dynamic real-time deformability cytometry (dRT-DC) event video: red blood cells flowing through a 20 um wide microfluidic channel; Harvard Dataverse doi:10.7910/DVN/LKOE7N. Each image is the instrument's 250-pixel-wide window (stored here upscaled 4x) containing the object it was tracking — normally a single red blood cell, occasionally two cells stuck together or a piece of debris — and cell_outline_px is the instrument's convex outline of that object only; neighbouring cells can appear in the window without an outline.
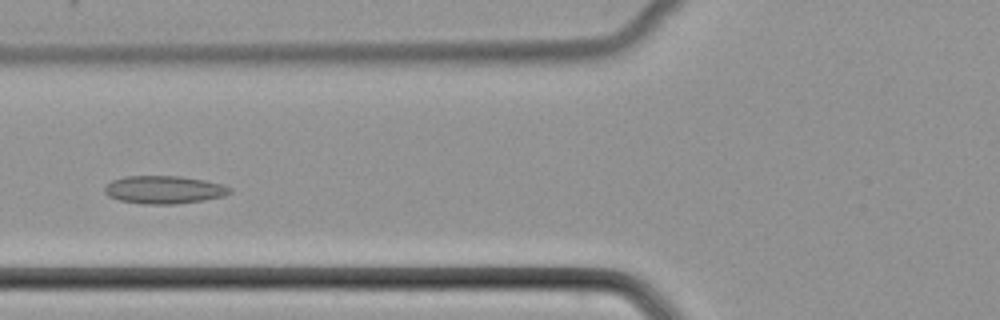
{"species": "common noctule bat (a hibernating species)", "species_latin": "Nyctalus noctula", "temperature_condition": "cold", "stored_images_in_passage": 48, "camera_frame_rate_fps": 3000, "um_per_image_px": 0.085, "animal": {"sex": "female", "body_mass_g": 22.7, "forearm_length_mm": 54.2}, "frame": {"image": 1, "passage_image": 17, "time_ms": 5.333, "image_size_px": [1000, 320], "cell_outline_px": [[232, 192], [224, 196], [204, 200], [176, 204], [144, 204], [120, 200], [108, 196], [104, 192], [104, 188], [112, 180], [124, 176], [180, 176], [204, 180], [224, 184], [232, 188]], "centroid_in_image_um": [13.97, 16.12], "position_along_channel_um": 111.8, "area_um2": 20.46}}
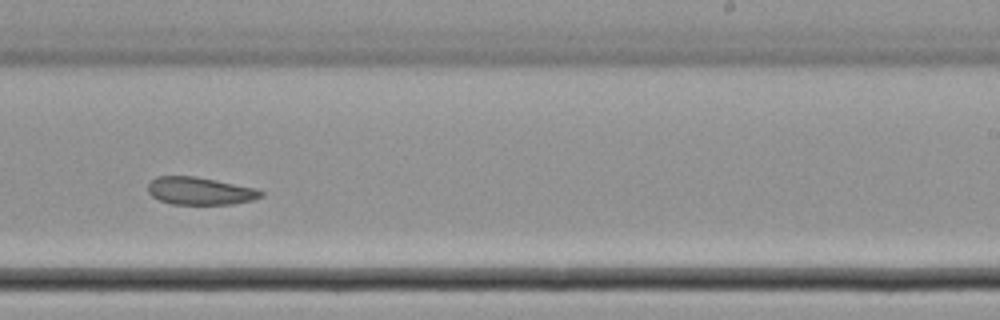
{"frame": {"image": 2, "passage_image": 29, "time_ms": 9.333, "image_size_px": [1000, 320], "cell_outline_px": [[264, 196], [252, 200], [232, 204], [172, 204], [160, 200], [152, 196], [148, 192], [148, 184], [156, 176], [196, 176], [256, 188], [264, 192]], "centroid_in_image_um": [17.01, 16.23], "position_along_channel_um": 272.0, "area_um2": 18.21}}
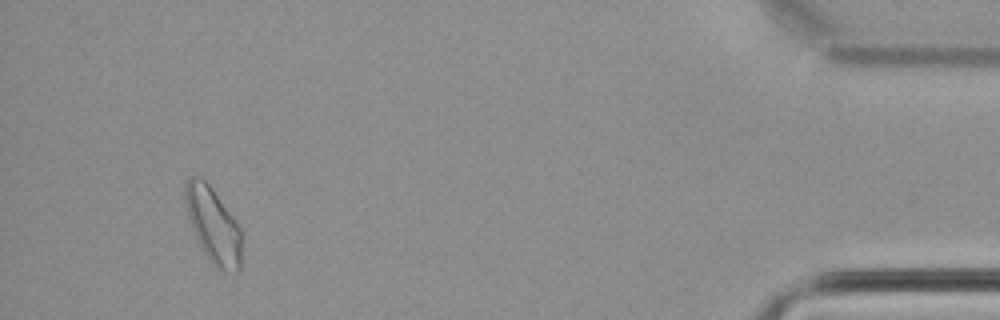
{"frame": {"image": 3, "passage_image": 45, "time_ms": 14.667, "image_size_px": [1000, 320], "cell_outline_px": [[240, 268], [236, 272], [220, 272], [208, 260], [192, 228], [188, 216], [184, 200], [184, 184], [192, 176], [200, 176], [208, 184], [240, 224]], "centroid_in_image_um": [18.11, 19.15], "position_along_channel_um": 417.1, "area_um2": 24.8}}